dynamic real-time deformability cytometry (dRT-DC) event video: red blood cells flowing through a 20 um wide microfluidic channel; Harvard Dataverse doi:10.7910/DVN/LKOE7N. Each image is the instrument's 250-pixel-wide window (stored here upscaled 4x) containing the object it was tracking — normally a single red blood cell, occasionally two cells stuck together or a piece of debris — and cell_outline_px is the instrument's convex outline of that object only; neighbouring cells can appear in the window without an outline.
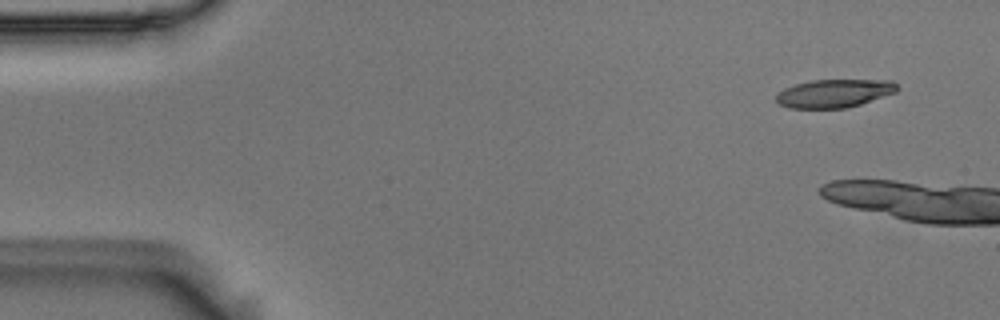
{"species": "Egyptian fruit bat (a non-hibernating species)", "species_latin": "Rousettus aegyptiacus", "temperature_condition": "room temperature", "stored_images_in_passage": 3, "camera_frame_rate_fps": 3000, "um_per_image_px": 0.085, "animal": {"sex": "male"}, "frame": {"image": 1, "passage_image": 1, "time_ms": 0.0, "image_size_px": [1000, 320], "cell_outline_px": [[900, 88], [896, 92], [860, 104], [844, 108], [788, 108], [780, 104], [776, 100], [776, 92], [784, 88], [796, 84], [812, 80], [892, 80]], "centroid_in_image_um": [70.9, 7.93], "position_along_channel_um": 14.1, "area_um2": 19.88}}